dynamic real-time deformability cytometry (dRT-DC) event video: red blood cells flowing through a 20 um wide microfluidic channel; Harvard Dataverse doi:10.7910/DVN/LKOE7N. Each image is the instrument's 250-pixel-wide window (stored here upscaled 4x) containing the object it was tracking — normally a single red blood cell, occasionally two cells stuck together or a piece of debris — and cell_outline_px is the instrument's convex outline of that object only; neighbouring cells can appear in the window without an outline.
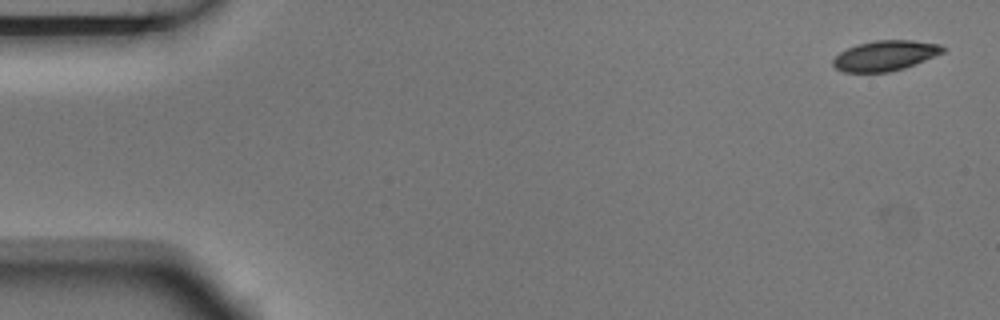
{"species": "Egyptian fruit bat (a non-hibernating species)", "species_latin": "Rousettus aegyptiacus", "temperature_condition": "room temperature", "stored_images_in_passage": 4, "camera_frame_rate_fps": 3000, "um_per_image_px": 0.085, "animal": {"sex": "male"}, "frame": {"image": 1, "passage_image": 1, "time_ms": 0.0, "image_size_px": [1000, 320], "cell_outline_px": [[948, 48], [944, 52], [904, 68], [888, 72], [844, 72], [836, 68], [832, 64], [832, 60], [840, 52], [856, 44], [876, 40], [912, 40], [940, 44]], "centroid_in_image_um": [75.24, 4.72], "position_along_channel_um": 9.8, "area_um2": 19.31}}